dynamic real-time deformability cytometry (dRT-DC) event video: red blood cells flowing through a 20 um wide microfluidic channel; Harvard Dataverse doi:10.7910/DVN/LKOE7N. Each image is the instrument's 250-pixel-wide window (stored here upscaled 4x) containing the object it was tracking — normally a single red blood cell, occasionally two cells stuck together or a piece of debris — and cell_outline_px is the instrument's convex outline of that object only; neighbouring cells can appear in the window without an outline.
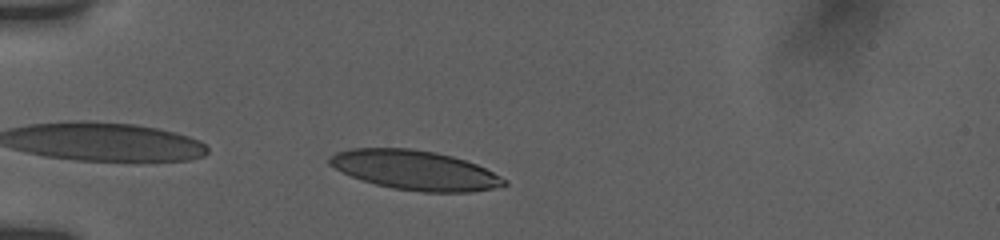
{"species": "human", "species_latin": "Homo sapiens", "temperature_condition": "room temperature", "stored_images_in_passage": 6, "camera_frame_rate_fps": 3000, "um_per_image_px": 0.085, "donor": {"sex": "female"}, "frame": {"image": 1, "passage_image": 3, "time_ms": 0.667, "image_size_px": [1000, 240], "cell_outline_px": [[508, 184], [492, 188], [472, 192], [424, 192], [392, 188], [360, 180], [328, 164], [328, 156], [336, 152], [352, 148], [408, 148], [436, 152], [452, 156], [476, 164], [508, 180]], "centroid_in_image_um": [35.26, 14.46], "position_along_channel_um": 49.7, "area_um2": 40.0}}